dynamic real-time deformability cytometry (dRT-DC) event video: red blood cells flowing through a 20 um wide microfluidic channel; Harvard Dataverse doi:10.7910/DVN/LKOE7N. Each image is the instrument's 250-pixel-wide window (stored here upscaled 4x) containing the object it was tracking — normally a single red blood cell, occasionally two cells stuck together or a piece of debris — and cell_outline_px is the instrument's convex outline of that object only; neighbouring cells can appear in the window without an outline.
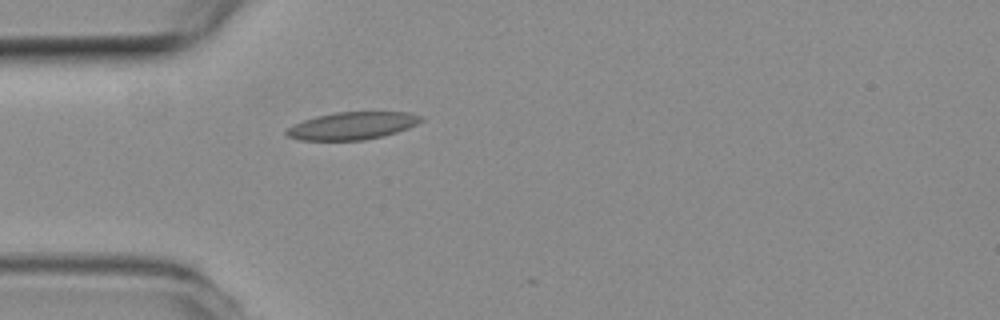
{"species": "common noctule bat (a hibernating species)", "species_latin": "Nyctalus noctula", "temperature_condition": "room temperature", "stored_images_in_passage": 3, "camera_frame_rate_fps": 3000, "um_per_image_px": 0.085, "animal": {"sex": "female", "body_mass_g": 19.3, "forearm_length_mm": 54.1}, "frame": {"image": 1, "passage_image": 1, "time_ms": 0.0, "image_size_px": [1000, 320], "cell_outline_px": [[424, 120], [408, 128], [396, 132], [364, 140], [300, 140], [288, 136], [284, 132], [288, 128], [304, 120], [316, 116], [336, 112], [408, 112], [420, 116]], "centroid_in_image_um": [29.94, 10.68], "position_along_channel_um": 55.1, "area_um2": 21.27}}